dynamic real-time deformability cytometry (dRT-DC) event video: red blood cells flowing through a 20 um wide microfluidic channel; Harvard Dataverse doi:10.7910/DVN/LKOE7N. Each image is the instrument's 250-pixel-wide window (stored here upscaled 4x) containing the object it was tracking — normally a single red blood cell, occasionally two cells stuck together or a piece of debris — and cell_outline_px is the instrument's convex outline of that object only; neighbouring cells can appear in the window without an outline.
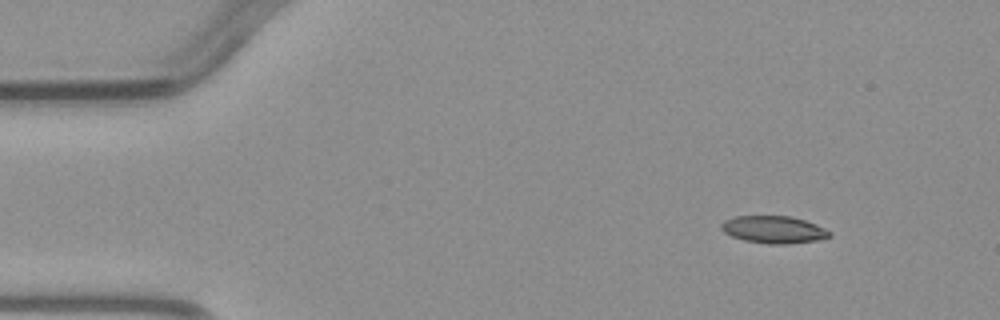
{"species": "common noctule bat (a hibernating species)", "species_latin": "Nyctalus noctula", "temperature_condition": "warm", "stored_images_in_passage": 3, "camera_frame_rate_fps": 3000, "um_per_image_px": 0.085, "animal": {"sex": "male", "body_mass_g": 23.1, "forearm_length_mm": 52.7}, "frame": {"image": 1, "passage_image": 1, "time_ms": 0.0, "image_size_px": [1000, 320], "cell_outline_px": [[832, 236], [816, 240], [788, 244], [768, 244], [744, 240], [732, 236], [724, 232], [720, 228], [720, 224], [724, 220], [736, 216], [788, 216], [804, 220], [816, 224], [832, 232]], "centroid_in_image_um": [65.76, 19.51], "position_along_channel_um": 19.2, "area_um2": 17.22}}
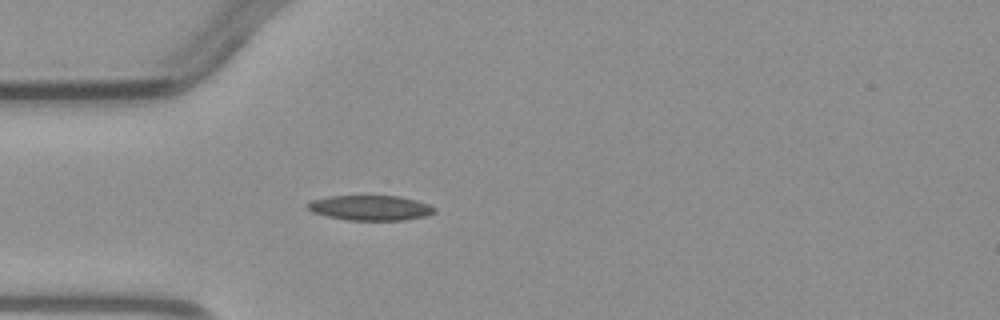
{"frame": {"image": 2, "passage_image": 3, "time_ms": 2.667, "image_size_px": [1000, 320], "cell_outline_px": [[436, 212], [424, 216], [404, 220], [348, 220], [328, 216], [312, 212], [304, 204], [312, 200], [328, 196], [400, 196], [416, 200], [428, 204], [436, 208]], "centroid_in_image_um": [31.47, 17.66], "position_along_channel_um": 53.5, "area_um2": 18.5}}